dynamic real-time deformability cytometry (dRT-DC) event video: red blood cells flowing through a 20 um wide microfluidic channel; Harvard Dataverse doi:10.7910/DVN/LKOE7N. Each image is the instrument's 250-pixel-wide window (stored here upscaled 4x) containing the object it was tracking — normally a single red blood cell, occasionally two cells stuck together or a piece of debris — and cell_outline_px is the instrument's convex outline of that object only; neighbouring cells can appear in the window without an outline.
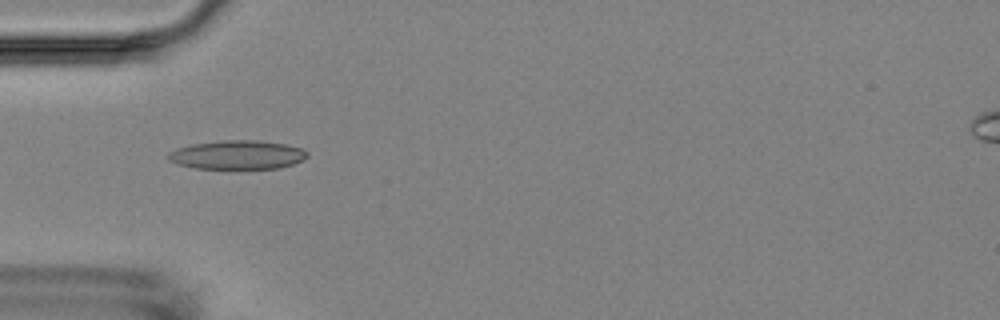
{"species": "Egyptian fruit bat (a non-hibernating species)", "species_latin": "Rousettus aegyptiacus", "temperature_condition": "room temperature", "stored_images_in_passage": 5, "camera_frame_rate_fps": 3000, "um_per_image_px": 0.085, "animal": {"sex": "female"}, "frame": {"image": 1, "passage_image": 2, "time_ms": 1.0, "image_size_px": [1000, 320], "cell_outline_px": [[308, 156], [292, 164], [280, 168], [196, 168], [176, 164], [168, 160], [168, 152], [176, 148], [192, 144], [224, 140], [260, 140], [284, 144], [300, 148], [308, 152]], "centroid_in_image_um": [20.14, 13.15], "position_along_channel_um": 64.9, "area_um2": 23.24}}
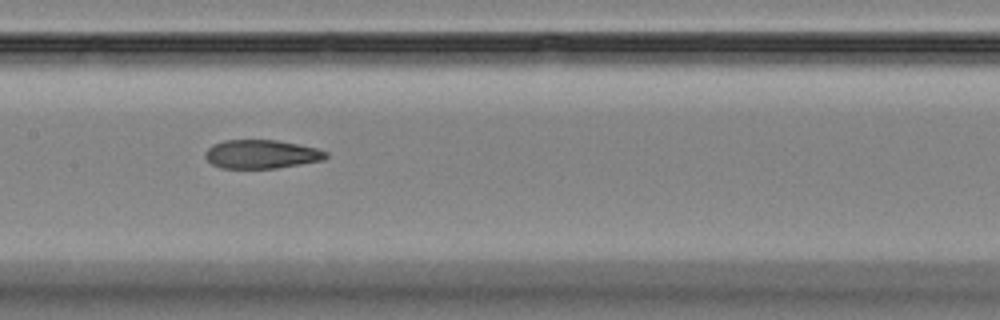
{"frame": {"image": 2, "passage_image": 5, "time_ms": 4.333, "image_size_px": [1000, 320], "cell_outline_px": [[328, 156], [324, 160], [276, 168], [220, 168], [212, 164], [204, 156], [204, 152], [212, 144], [224, 140], [276, 140], [316, 148], [328, 152]], "centroid_in_image_um": [22.2, 13.1], "position_along_channel_um": 185.2, "area_um2": 20.17}}